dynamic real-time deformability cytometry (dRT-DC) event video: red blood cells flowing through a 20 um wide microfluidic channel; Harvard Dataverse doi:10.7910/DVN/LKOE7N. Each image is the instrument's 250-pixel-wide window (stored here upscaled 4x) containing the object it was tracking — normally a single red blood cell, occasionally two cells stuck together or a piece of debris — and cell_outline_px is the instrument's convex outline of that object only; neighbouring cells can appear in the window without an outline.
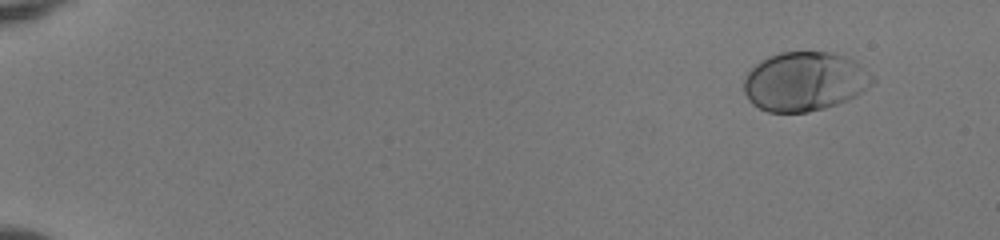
{"species": "human", "species_latin": "Homo sapiens", "temperature_condition": "room temperature", "stored_images_in_passage": 53, "camera_frame_rate_fps": 3000, "um_per_image_px": 0.085, "donor": {"sex": "female"}, "frame": {"image": 1, "passage_image": 5, "time_ms": 1.333, "image_size_px": [1000, 240], "cell_outline_px": [[876, 80], [872, 84], [860, 92], [836, 104], [824, 108], [808, 112], [768, 112], [752, 104], [748, 100], [744, 92], [744, 76], [760, 60], [768, 56], [780, 52], [832, 52], [856, 60], [876, 76]], "centroid_in_image_um": [68.4, 6.91], "position_along_channel_um": 16.6, "area_um2": 44.51}}
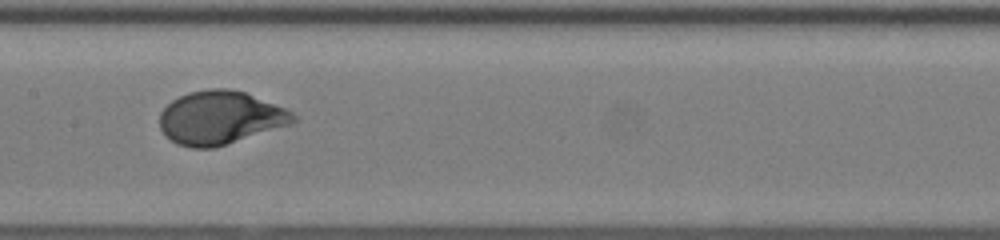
{"frame": {"image": 2, "passage_image": 30, "time_ms": 9.667, "image_size_px": [1000, 240], "cell_outline_px": [[296, 120], [292, 124], [212, 148], [192, 148], [176, 144], [164, 136], [160, 128], [160, 112], [172, 100], [188, 92], [208, 88], [228, 88], [244, 92], [284, 108], [292, 112], [296, 116]], "centroid_in_image_um": [18.68, 10.01], "position_along_channel_um": 188.7, "area_um2": 41.38}}
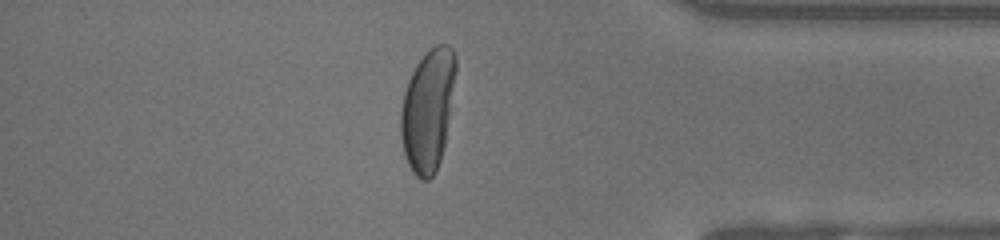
{"frame": {"image": 3, "passage_image": 47, "time_ms": 15.333, "image_size_px": [1000, 240], "cell_outline_px": [[456, 72], [444, 144], [440, 160], [436, 172], [428, 180], [420, 180], [412, 172], [404, 156], [400, 136], [400, 112], [404, 92], [408, 80], [416, 64], [428, 48], [436, 44], [448, 44], [452, 48], [456, 56]], "centroid_in_image_um": [36.35, 9.34], "position_along_channel_um": 398.9, "area_um2": 39.25}, "authors_computed_cell_mechanics": {"area_um2": 41.3848, "velocity_mm_per_s": 4.0002, "shape_relaxation_time_tau1_ms": 2.9995, "shape_relaxation_time_tau2_ms": null, "deformation_change_tau1": 0.1869, "deformation_change_tau2": null}}